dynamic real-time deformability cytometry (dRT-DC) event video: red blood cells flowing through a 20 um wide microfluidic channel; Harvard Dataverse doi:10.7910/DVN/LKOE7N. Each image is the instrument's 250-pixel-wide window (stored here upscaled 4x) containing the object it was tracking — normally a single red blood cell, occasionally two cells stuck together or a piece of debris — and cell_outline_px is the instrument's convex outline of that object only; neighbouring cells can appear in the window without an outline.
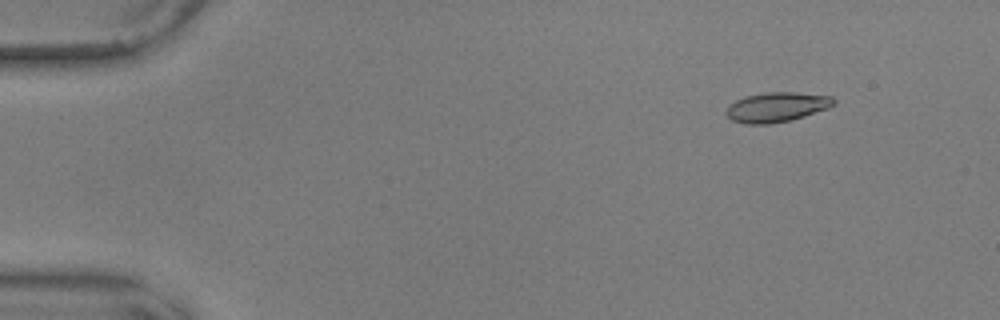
{"species": "common noctule bat (a hibernating species)", "species_latin": "Nyctalus noctula", "temperature_condition": "warm", "stored_images_in_passage": 13, "camera_frame_rate_fps": 3000, "um_per_image_px": 0.085, "animal": {"sex": "male", "body_mass_g": 17.9, "forearm_length_mm": 54.2}, "frame": {"image": 1, "passage_image": 1, "time_ms": 0.0, "image_size_px": [1000, 320], "cell_outline_px": [[836, 104], [828, 108], [804, 116], [788, 120], [768, 124], [744, 124], [732, 120], [724, 112], [728, 104], [736, 100], [748, 96], [768, 92], [792, 92], [832, 96], [836, 100]], "centroid_in_image_um": [66.01, 9.1], "position_along_channel_um": 19.0, "area_um2": 18.55}}
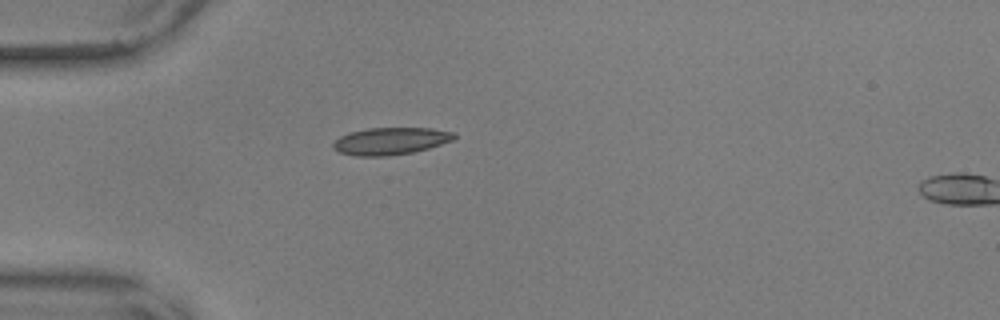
{"frame": {"image": 2, "passage_image": 11, "time_ms": 3.333, "image_size_px": [1000, 320], "cell_outline_px": [[456, 136], [452, 140], [428, 148], [412, 152], [388, 156], [356, 156], [340, 152], [332, 148], [332, 144], [340, 136], [348, 132], [368, 128], [432, 128], [456, 132]], "centroid_in_image_um": [33.18, 11.98], "position_along_channel_um": 51.8, "area_um2": 19.19}}